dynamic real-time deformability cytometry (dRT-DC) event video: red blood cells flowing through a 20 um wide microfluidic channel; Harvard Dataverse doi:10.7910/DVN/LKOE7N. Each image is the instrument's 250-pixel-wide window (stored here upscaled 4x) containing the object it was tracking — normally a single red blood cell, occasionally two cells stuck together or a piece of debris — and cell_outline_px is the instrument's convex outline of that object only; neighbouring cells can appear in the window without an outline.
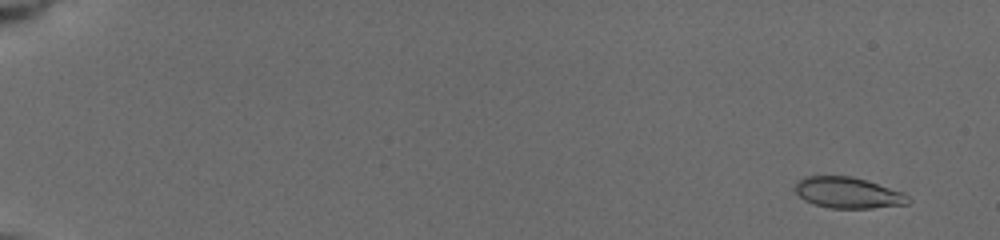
{"species": "common noctule bat (a hibernating species)", "species_latin": "Nyctalus noctula", "temperature_condition": "cold", "stored_images_in_passage": 72, "camera_frame_rate_fps": 3000, "um_per_image_px": 0.085, "animal": {"sex": "female", "body_mass_g": 19.5, "forearm_length_mm": 54.1}, "frame": {"image": 1, "passage_image": 6, "time_ms": 1.0, "image_size_px": [1000, 240], "cell_outline_px": [[912, 200], [908, 204], [872, 208], [832, 208], [812, 204], [804, 200], [792, 188], [796, 180], [804, 176], [852, 176], [904, 192]], "centroid_in_image_um": [72.05, 16.38], "position_along_channel_um": 13.0, "area_um2": 20.69}}
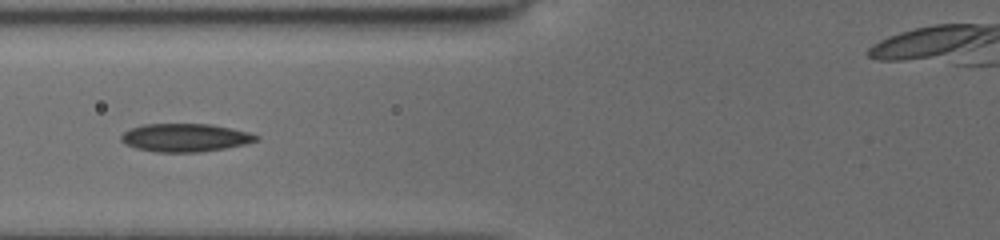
{"frame": {"image": 2, "passage_image": 41, "time_ms": 8.0, "image_size_px": [1000, 240], "cell_outline_px": [[260, 140], [244, 144], [224, 148], [200, 152], [156, 152], [136, 148], [120, 140], [120, 136], [124, 132], [132, 128], [144, 124], [212, 124], [248, 132], [260, 136]], "centroid_in_image_um": [15.76, 11.7], "position_along_channel_um": 110.0, "area_um2": 22.02}}
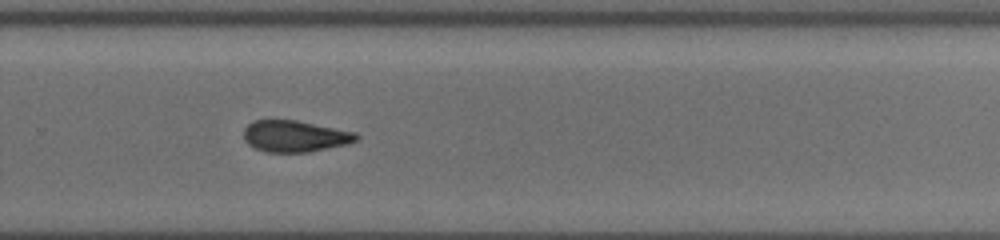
{"frame": {"image": 3, "passage_image": 71, "time_ms": 13.0, "image_size_px": [1000, 240], "cell_outline_px": [[360, 136], [356, 140], [344, 144], [308, 152], [264, 152], [248, 144], [244, 140], [244, 128], [252, 120], [296, 120], [356, 132]], "centroid_in_image_um": [25.03, 11.57], "position_along_channel_um": 304.8, "area_um2": 20.52}}